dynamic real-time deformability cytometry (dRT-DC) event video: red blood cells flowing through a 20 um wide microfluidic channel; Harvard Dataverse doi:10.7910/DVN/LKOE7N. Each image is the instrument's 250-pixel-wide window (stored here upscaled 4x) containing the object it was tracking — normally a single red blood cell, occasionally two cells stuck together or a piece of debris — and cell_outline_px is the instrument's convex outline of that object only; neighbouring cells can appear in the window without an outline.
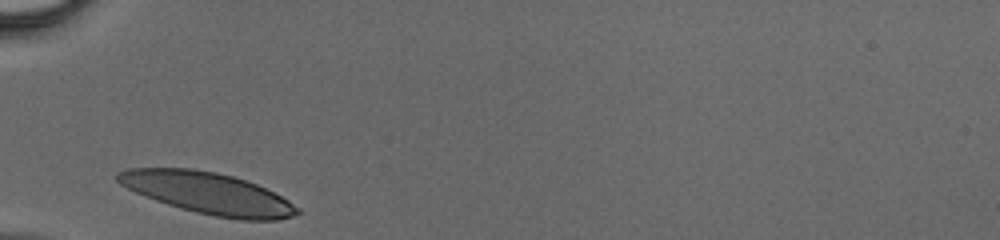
{"species": "human", "species_latin": "Homo sapiens", "temperature_condition": "cold", "stored_images_in_passage": 23, "camera_frame_rate_fps": 3000, "um_per_image_px": 0.085, "donor": {"sex": "male"}, "frame": {"image": 1, "passage_image": 1, "time_ms": 0.0, "image_size_px": [1000, 240], "cell_outline_px": [[300, 212], [292, 216], [276, 220], [240, 220], [216, 216], [196, 212], [180, 208], [156, 200], [136, 192], [120, 184], [116, 180], [116, 172], [128, 168], [192, 168], [216, 172], [232, 176], [256, 184], [288, 200], [300, 208]], "centroid_in_image_um": [17.66, 16.41], "position_along_channel_um": 67.3, "area_um2": 43.18}}
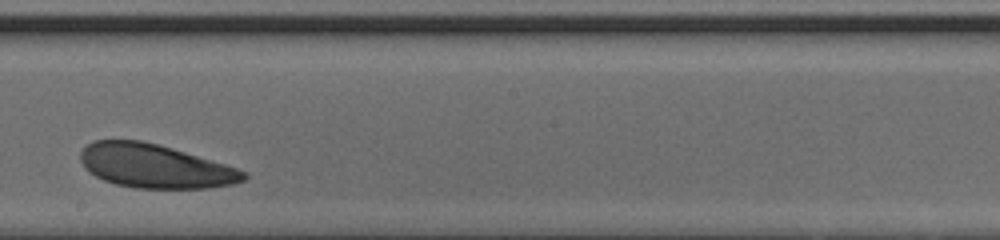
{"frame": {"image": 2, "passage_image": 13, "time_ms": 4.0, "image_size_px": [1000, 240], "cell_outline_px": [[248, 176], [244, 180], [232, 184], [212, 188], [136, 188], [116, 184], [104, 180], [88, 172], [84, 168], [80, 160], [80, 152], [92, 140], [140, 140], [172, 148], [224, 164], [236, 168], [244, 172]], "centroid_in_image_um": [13.13, 14.12], "position_along_channel_um": 235.1, "area_um2": 41.33}}
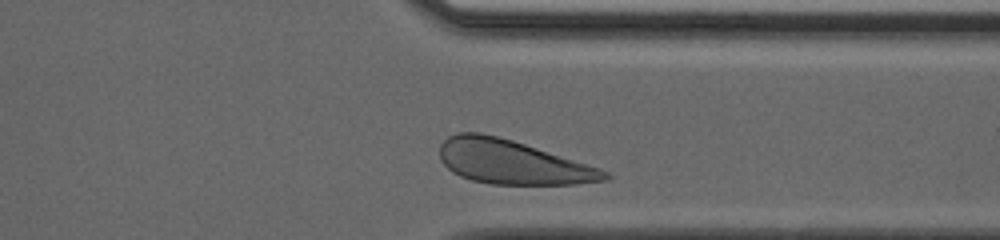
{"frame": {"image": 3, "passage_image": 22, "time_ms": 7.0, "image_size_px": [1000, 240], "cell_outline_px": [[612, 176], [604, 180], [572, 184], [492, 184], [472, 180], [460, 176], [452, 172], [440, 160], [440, 144], [448, 136], [456, 132], [480, 132], [512, 140], [600, 168], [608, 172]], "centroid_in_image_um": [43.49, 13.77], "position_along_channel_um": 367.9, "area_um2": 41.96}}